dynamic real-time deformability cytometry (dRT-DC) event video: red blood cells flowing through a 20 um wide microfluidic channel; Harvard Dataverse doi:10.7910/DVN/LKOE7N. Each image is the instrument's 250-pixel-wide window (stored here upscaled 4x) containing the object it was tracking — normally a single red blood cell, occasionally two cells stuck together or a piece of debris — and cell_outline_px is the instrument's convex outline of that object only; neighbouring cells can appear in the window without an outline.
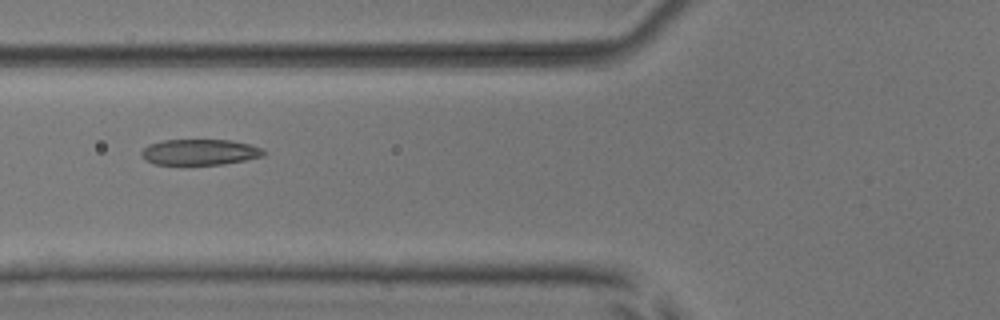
{"species": "common noctule bat (a hibernating species)", "species_latin": "Nyctalus noctula", "temperature_condition": "room temperature", "stored_images_in_passage": 4, "camera_frame_rate_fps": 3000, "um_per_image_px": 0.085, "animal": {"sex": "male", "body_mass_g": 17.9, "forearm_length_mm": 54.2}, "frame": {"image": 1, "passage_image": 2, "time_ms": 1.333, "image_size_px": [1000, 320], "cell_outline_px": [[268, 152], [264, 156], [224, 164], [156, 164], [144, 160], [140, 156], [140, 152], [148, 144], [164, 140], [232, 140], [264, 148]], "centroid_in_image_um": [16.99, 12.92], "position_along_channel_um": 108.8, "area_um2": 18.5}}
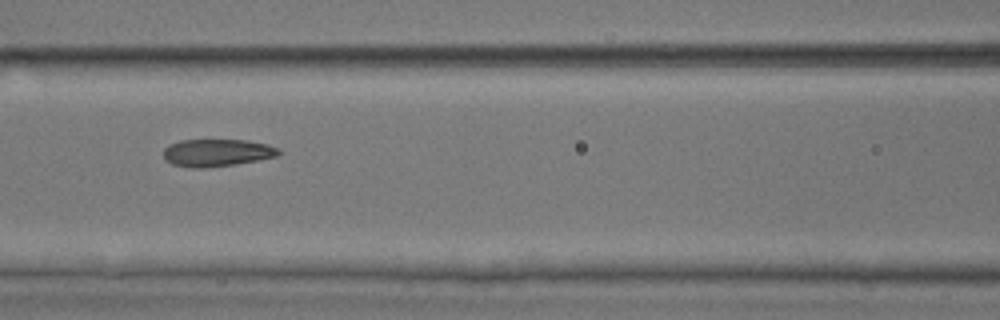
{"frame": {"image": 2, "passage_image": 3, "time_ms": 2.333, "image_size_px": [1000, 320], "cell_outline_px": [[280, 152], [276, 156], [236, 164], [204, 168], [192, 168], [172, 164], [164, 160], [164, 148], [168, 144], [180, 140], [248, 140], [268, 144], [280, 148]], "centroid_in_image_um": [18.41, 12.97], "position_along_channel_um": 148.2, "area_um2": 18.5}}
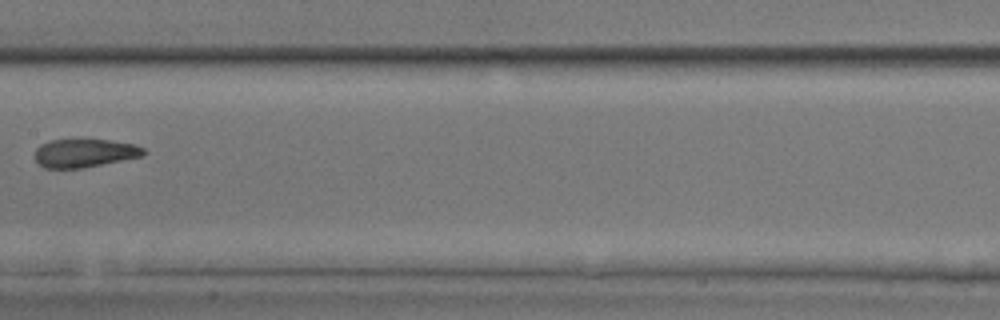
{"frame": {"image": 3, "passage_image": 4, "time_ms": 3.667, "image_size_px": [1000, 320], "cell_outline_px": [[148, 152], [144, 156], [84, 168], [44, 168], [36, 160], [36, 148], [40, 144], [52, 140], [80, 136], [112, 140], [136, 144], [144, 148]], "centroid_in_image_um": [7.24, 12.96], "position_along_channel_um": 200.2, "area_um2": 18.96}}